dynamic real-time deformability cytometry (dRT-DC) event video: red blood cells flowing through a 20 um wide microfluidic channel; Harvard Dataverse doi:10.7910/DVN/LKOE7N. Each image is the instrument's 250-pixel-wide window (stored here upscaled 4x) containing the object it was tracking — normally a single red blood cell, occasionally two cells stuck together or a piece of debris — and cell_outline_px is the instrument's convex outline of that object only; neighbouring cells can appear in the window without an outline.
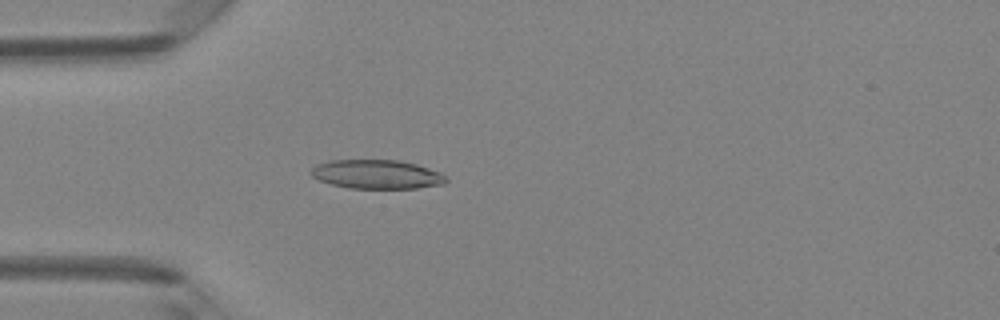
{"species": "Egyptian fruit bat (a non-hibernating species)", "species_latin": "Rousettus aegyptiacus", "temperature_condition": "room temperature", "stored_images_in_passage": 48, "camera_frame_rate_fps": 3000, "um_per_image_px": 0.085, "animal": {"sex": "female"}, "frame": {"image": 1, "passage_image": 14, "time_ms": 4.333, "image_size_px": [1000, 320], "cell_outline_px": [[448, 180], [444, 184], [416, 188], [348, 188], [332, 184], [320, 180], [312, 176], [312, 168], [316, 164], [328, 160], [400, 160], [416, 164], [440, 172], [448, 176]], "centroid_in_image_um": [32.06, 14.81], "position_along_channel_um": 52.9, "area_um2": 22.83}}
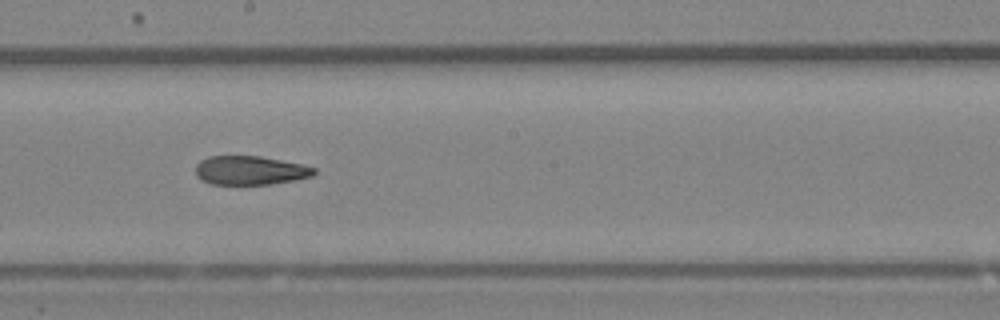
{"frame": {"image": 2, "passage_image": 27, "time_ms": 8.667, "image_size_px": [1000, 320], "cell_outline_px": [[316, 172], [312, 176], [272, 184], [212, 184], [200, 180], [196, 176], [196, 164], [200, 160], [208, 156], [260, 156], [300, 164], [316, 168]], "centroid_in_image_um": [21.22, 14.48], "position_along_channel_um": 227.0, "area_um2": 19.88}}
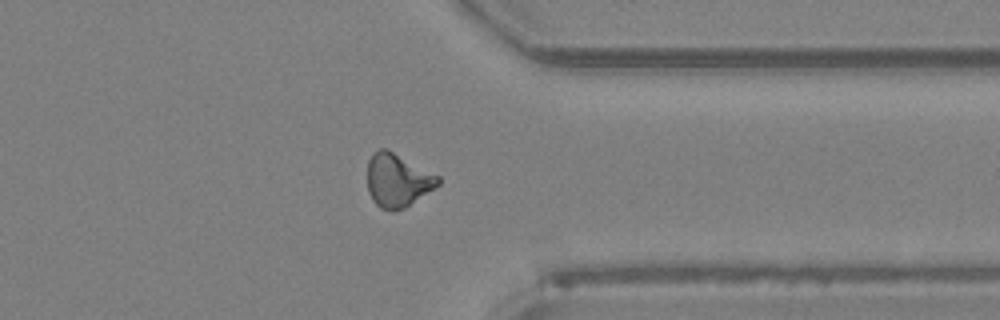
{"frame": {"image": 3, "passage_image": 38, "time_ms": 12.333, "image_size_px": [1000, 320], "cell_outline_px": [[440, 184], [404, 208], [392, 212], [380, 208], [372, 200], [368, 192], [368, 160], [372, 152], [380, 148], [388, 148], [440, 176]], "centroid_in_image_um": [33.78, 15.3], "position_along_channel_um": 377.6, "area_um2": 22.25}, "authors_computed_cell_mechanics": {"area_um2": 21.7617, "velocity_mm_per_s": 4.2214, "shape_relaxation_time_tau1_ms": null, "shape_relaxation_time_tau2_ms": 6.4921, "deformation_change_tau1": null, "deformation_change_tau2": 0.1676}}